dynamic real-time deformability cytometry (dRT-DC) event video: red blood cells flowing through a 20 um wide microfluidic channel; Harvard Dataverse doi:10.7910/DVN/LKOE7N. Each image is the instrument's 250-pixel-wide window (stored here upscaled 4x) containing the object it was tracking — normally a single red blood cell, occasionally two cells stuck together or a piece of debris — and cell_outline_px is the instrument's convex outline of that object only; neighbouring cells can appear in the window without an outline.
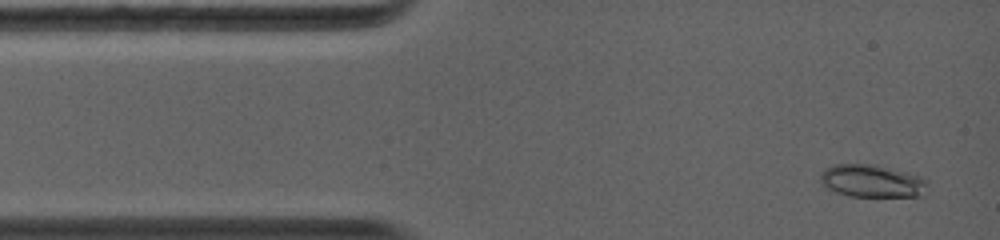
{"species": "common noctule bat (a hibernating species)", "species_latin": "Nyctalus noctula", "temperature_condition": "warm", "stored_images_in_passage": 4, "camera_frame_rate_fps": 5000, "um_per_image_px": 0.085, "animal": {"sex": "female", "body_mass_g": 19.0, "forearm_length_mm": 56.7}, "frame": {"image": 1, "passage_image": 1, "time_ms": 0.0, "image_size_px": [1000, 240], "cell_outline_px": [[928, 184], [916, 196], [848, 196], [836, 192], [828, 188], [820, 180], [820, 172], [824, 168], [836, 164], [868, 164], [916, 176], [924, 180]], "centroid_in_image_um": [73.98, 15.39], "position_along_channel_um": 11.0, "area_um2": 19.48}}